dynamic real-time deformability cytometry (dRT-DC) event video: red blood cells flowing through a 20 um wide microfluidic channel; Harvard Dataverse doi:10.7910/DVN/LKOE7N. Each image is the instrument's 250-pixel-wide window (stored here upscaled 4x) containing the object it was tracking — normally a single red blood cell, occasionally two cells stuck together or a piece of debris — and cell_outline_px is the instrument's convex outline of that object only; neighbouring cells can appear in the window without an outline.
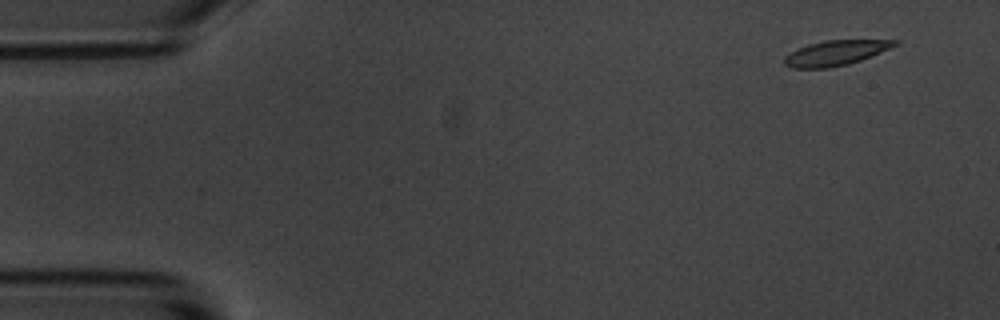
{"species": "common noctule bat (a hibernating species)", "species_latin": "Nyctalus noctula", "temperature_condition": "room temperature", "stored_images_in_passage": 8, "camera_frame_rate_fps": 3000, "um_per_image_px": 0.085, "animal": {"sex": "male", "body_mass_g": 20.1, "forearm_length_mm": 53.5}, "frame": {"image": 1, "passage_image": 1, "time_ms": 0.0, "image_size_px": [1000, 320], "cell_outline_px": [[900, 44], [860, 60], [848, 64], [828, 68], [792, 68], [784, 64], [784, 56], [808, 44], [824, 40], [900, 40]], "centroid_in_image_um": [71.03, 4.49], "position_along_channel_um": 14.0, "area_um2": 15.95}}
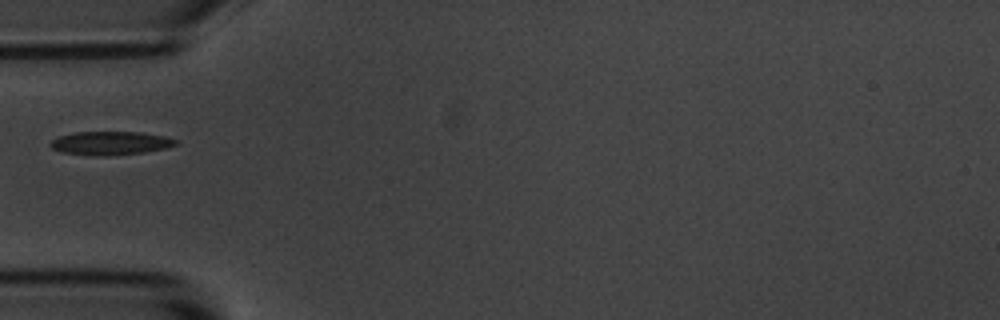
{"frame": {"image": 2, "passage_image": 5, "time_ms": 4.667, "image_size_px": [1000, 320], "cell_outline_px": [[180, 140], [176, 144], [168, 148], [144, 152], [108, 156], [92, 156], [60, 152], [52, 148], [48, 144], [52, 140], [60, 136], [76, 132], [140, 132], [164, 136]], "centroid_in_image_um": [9.39, 12.17], "position_along_channel_um": 75.6, "area_um2": 17.34}}
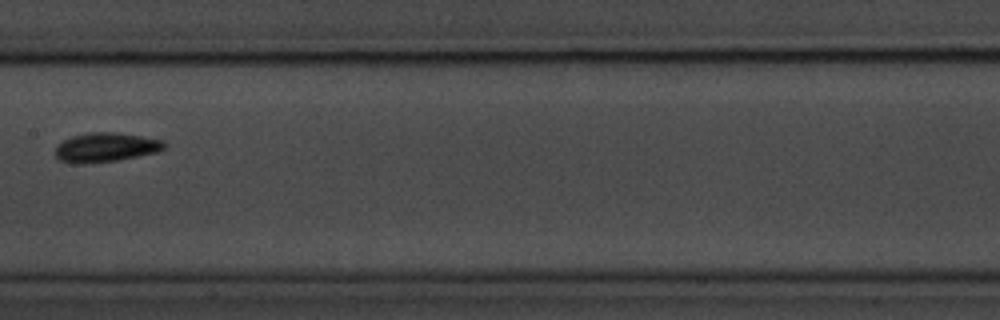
{"frame": {"image": 3, "passage_image": 8, "time_ms": 8.0, "image_size_px": [1000, 320], "cell_outline_px": [[168, 144], [164, 148], [156, 152], [116, 160], [84, 164], [72, 164], [60, 160], [56, 156], [56, 144], [72, 136], [88, 132], [116, 132], [164, 140]], "centroid_in_image_um": [8.97, 12.52], "position_along_channel_um": 198.4, "area_um2": 18.61}}